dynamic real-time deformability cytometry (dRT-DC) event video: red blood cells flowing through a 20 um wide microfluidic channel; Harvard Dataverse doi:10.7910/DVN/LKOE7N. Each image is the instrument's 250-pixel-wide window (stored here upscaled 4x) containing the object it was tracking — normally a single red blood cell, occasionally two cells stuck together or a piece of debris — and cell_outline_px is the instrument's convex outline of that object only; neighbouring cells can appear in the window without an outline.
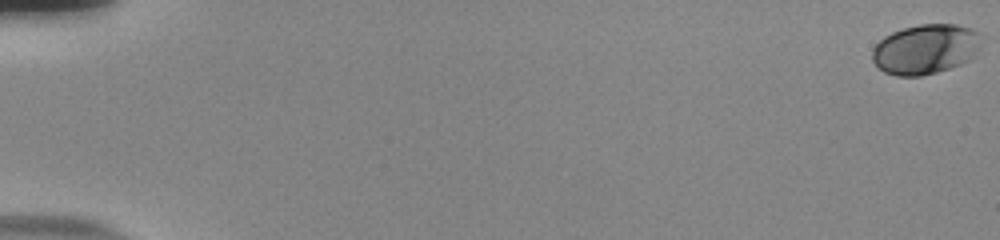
{"species": "human", "species_latin": "Homo sapiens", "temperature_condition": "room temperature", "stored_images_in_passage": 32, "camera_frame_rate_fps": 3000, "um_per_image_px": 0.085, "donor": {"sex": "male"}, "frame": {"image": 1, "passage_image": 1, "time_ms": 0.0, "image_size_px": [1000, 240], "cell_outline_px": [[984, 36], [980, 48], [968, 60], [960, 64], [936, 72], [920, 76], [896, 76], [884, 72], [872, 60], [872, 48], [884, 36], [892, 32], [904, 28], [920, 24], [956, 24], [968, 28]], "centroid_in_image_um": [78.66, 4.17], "position_along_channel_um": 6.3, "area_um2": 31.73}}
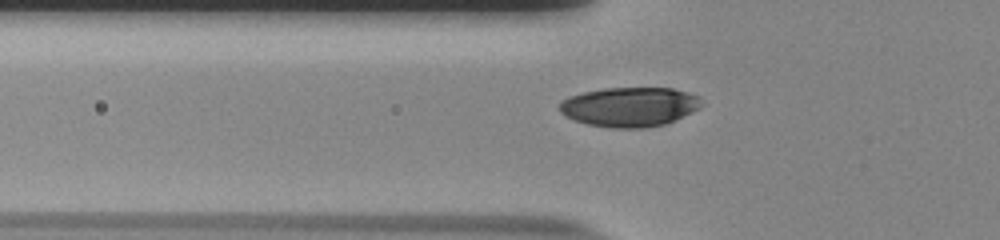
{"frame": {"image": 2, "passage_image": 22, "time_ms": 7.0, "image_size_px": [1000, 240], "cell_outline_px": [[704, 104], [700, 108], [676, 120], [664, 124], [644, 128], [612, 128], [588, 124], [576, 120], [560, 112], [560, 100], [568, 96], [584, 92], [604, 88], [672, 88], [688, 92], [700, 96]], "centroid_in_image_um": [53.56, 9.07], "position_along_channel_um": 72.2, "area_um2": 32.83}}
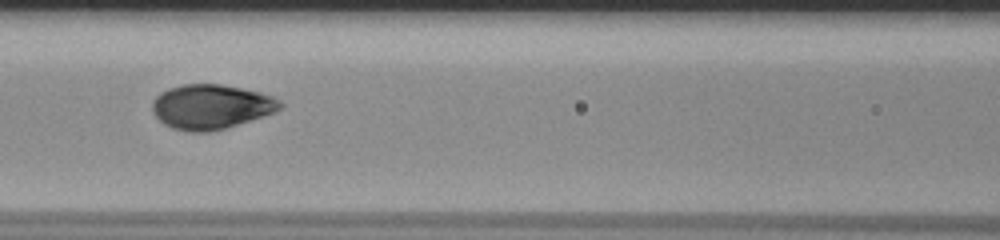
{"frame": {"image": 3, "passage_image": 28, "time_ms": 9.0, "image_size_px": [1000, 240], "cell_outline_px": [[284, 104], [276, 112], [224, 128], [208, 132], [188, 132], [172, 128], [164, 124], [152, 112], [152, 100], [160, 92], [168, 88], [180, 84], [220, 84], [260, 92], [272, 96], [280, 100]], "centroid_in_image_um": [17.91, 9.06], "position_along_channel_um": 148.7, "area_um2": 33.29}}